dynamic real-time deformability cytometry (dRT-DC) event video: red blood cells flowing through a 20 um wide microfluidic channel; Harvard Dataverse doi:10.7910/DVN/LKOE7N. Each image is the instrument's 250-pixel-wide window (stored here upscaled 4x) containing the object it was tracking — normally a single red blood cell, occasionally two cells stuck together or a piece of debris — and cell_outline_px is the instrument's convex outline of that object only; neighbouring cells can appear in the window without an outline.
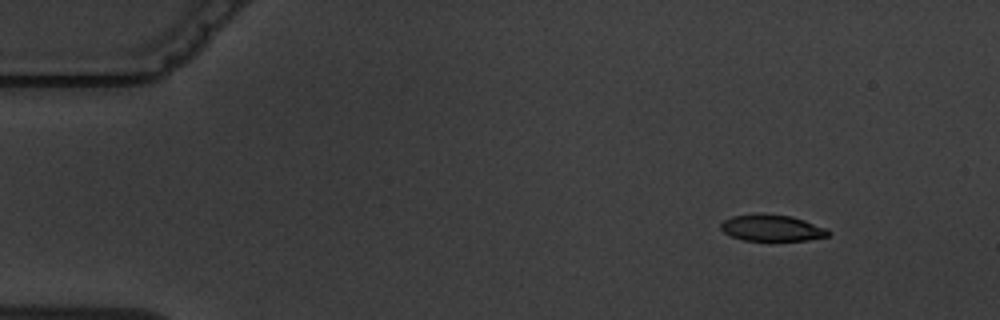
{"species": "common noctule bat (a hibernating species)", "species_latin": "Nyctalus noctula", "temperature_condition": "warm", "stored_images_in_passage": 5, "camera_frame_rate_fps": 3000, "um_per_image_px": 0.085, "animal": {"sex": "male", "body_mass_g": 19.5, "forearm_length_mm": 54.6}, "frame": {"image": 1, "passage_image": 3, "time_ms": 2.0, "image_size_px": [1000, 320], "cell_outline_px": [[832, 232], [828, 236], [808, 240], [744, 240], [732, 236], [724, 232], [720, 228], [720, 224], [724, 220], [732, 216], [792, 216], [828, 228]], "centroid_in_image_um": [65.68, 19.41], "position_along_channel_um": 19.3, "area_um2": 15.9}}